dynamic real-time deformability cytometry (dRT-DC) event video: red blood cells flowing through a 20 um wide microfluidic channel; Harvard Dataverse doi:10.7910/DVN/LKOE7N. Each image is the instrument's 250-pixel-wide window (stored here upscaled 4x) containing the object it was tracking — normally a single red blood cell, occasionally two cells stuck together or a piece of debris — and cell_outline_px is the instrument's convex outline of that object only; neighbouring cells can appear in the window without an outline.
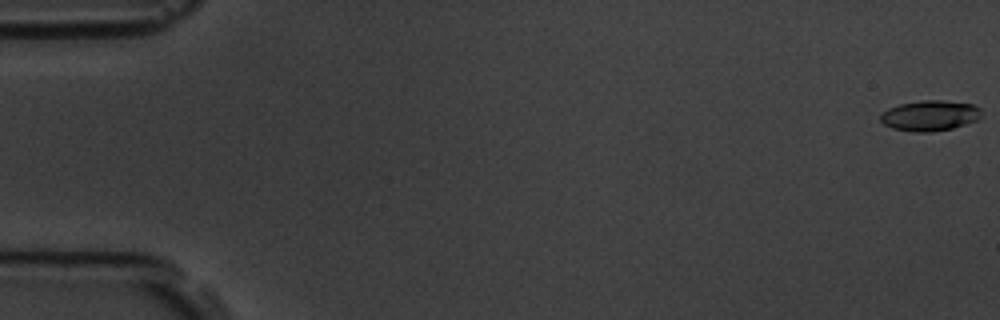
{"species": "common noctule bat (a hibernating species)", "species_latin": "Nyctalus noctula", "temperature_condition": "room temperature", "stored_images_in_passage": 9, "camera_frame_rate_fps": 3000, "um_per_image_px": 0.085, "animal": {"sex": "male", "body_mass_g": 19.5, "forearm_length_mm": 54.6}, "frame": {"image": 1, "passage_image": 1, "time_ms": 0.0, "image_size_px": [1000, 320], "cell_outline_px": [[980, 116], [976, 120], [952, 128], [932, 132], [912, 132], [892, 128], [884, 124], [880, 120], [880, 112], [888, 108], [900, 104], [924, 100], [940, 100], [972, 104], [980, 108]], "centroid_in_image_um": [78.99, 9.83], "position_along_channel_um": 6.0, "area_um2": 17.86}}
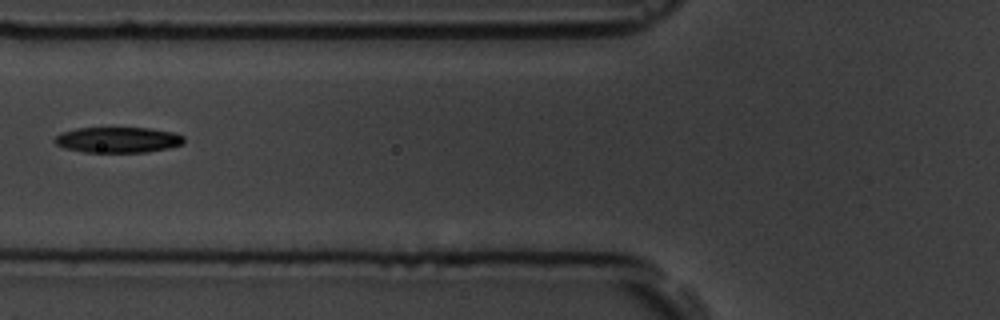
{"frame": {"image": 2, "passage_image": 7, "time_ms": 7.0, "image_size_px": [1000, 320], "cell_outline_px": [[184, 144], [168, 148], [148, 152], [84, 152], [64, 148], [56, 144], [52, 140], [60, 132], [76, 128], [148, 128], [172, 132], [184, 136]], "centroid_in_image_um": [10.0, 11.89], "position_along_channel_um": 115.8, "area_um2": 19.42}}
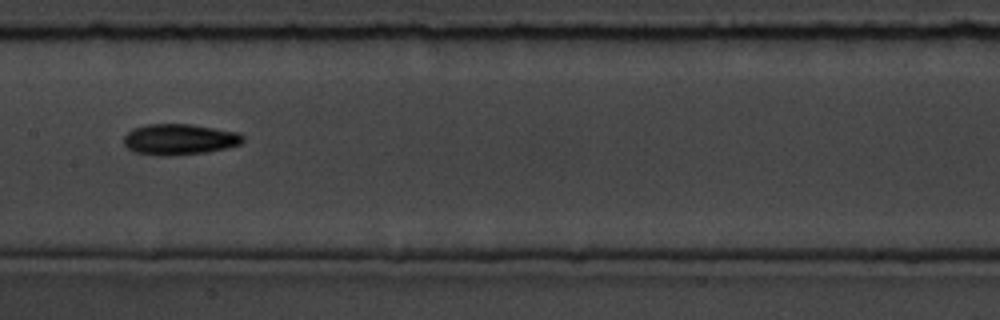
{"frame": {"image": 3, "passage_image": 9, "time_ms": 9.0, "image_size_px": [1000, 320], "cell_outline_px": [[244, 140], [240, 144], [228, 148], [208, 152], [164, 156], [156, 156], [136, 152], [128, 148], [124, 144], [124, 136], [132, 128], [148, 124], [192, 124], [236, 132], [244, 136]], "centroid_in_image_um": [15.25, 11.85], "position_along_channel_um": 192.2, "area_um2": 21.5}}